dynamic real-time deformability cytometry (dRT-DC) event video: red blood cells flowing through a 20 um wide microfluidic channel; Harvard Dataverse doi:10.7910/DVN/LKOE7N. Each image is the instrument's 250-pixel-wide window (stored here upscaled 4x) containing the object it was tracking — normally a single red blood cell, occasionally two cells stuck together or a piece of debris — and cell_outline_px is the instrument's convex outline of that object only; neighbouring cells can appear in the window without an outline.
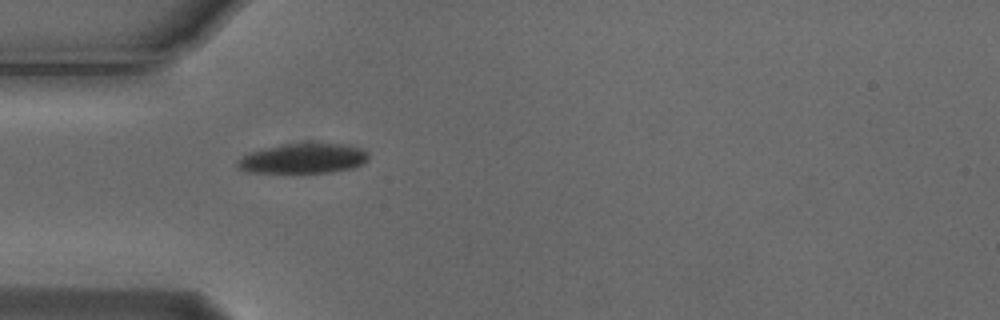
{"species": "Egyptian fruit bat (a non-hibernating species)", "species_latin": "Rousettus aegyptiacus", "temperature_condition": "cold", "stored_images_in_passage": 14, "camera_frame_rate_fps": 3000, "um_per_image_px": 0.085, "animal": {"sex": "male"}, "frame": {"image": 1, "passage_image": 1, "time_ms": 0.0, "image_size_px": [1000, 320], "cell_outline_px": [[368, 160], [364, 164], [352, 168], [332, 172], [248, 172], [240, 168], [236, 164], [236, 160], [248, 152], [280, 144], [348, 144], [360, 148], [368, 152]], "centroid_in_image_um": [25.78, 13.46], "position_along_channel_um": 59.2, "area_um2": 22.83}}
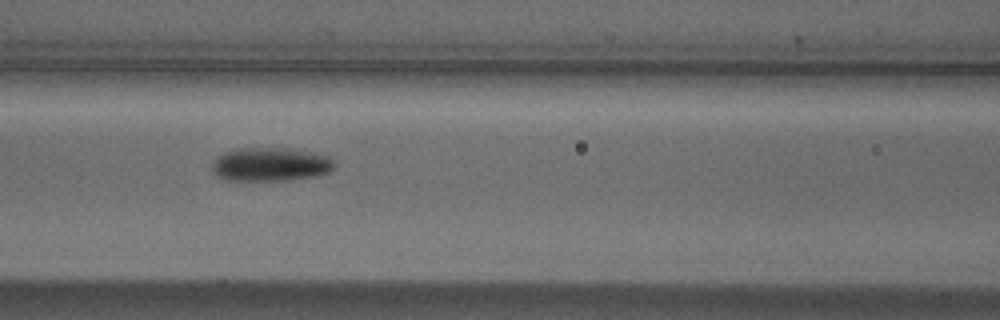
{"frame": {"image": 2, "passage_image": 8, "time_ms": 2.333, "image_size_px": [1000, 320], "cell_outline_px": [[332, 168], [328, 172], [312, 176], [284, 180], [228, 180], [216, 176], [212, 172], [212, 164], [216, 156], [224, 152], [236, 148], [292, 148], [316, 152], [332, 156]], "centroid_in_image_um": [22.95, 13.95], "position_along_channel_um": 143.6, "area_um2": 24.1}}
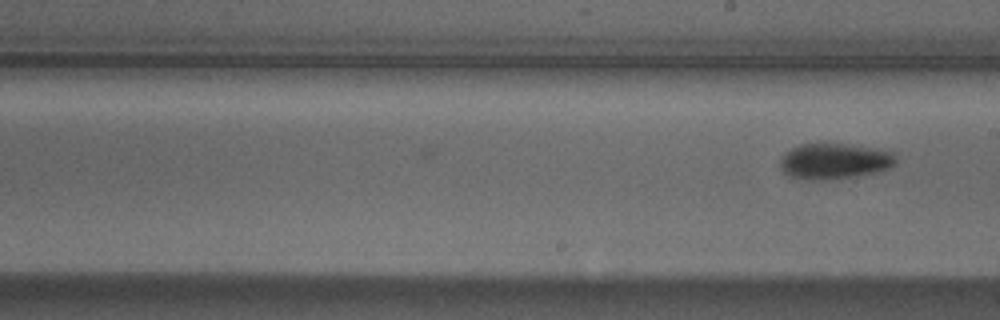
{"frame": {"image": 3, "passage_image": 14, "time_ms": 4.333, "image_size_px": [1000, 320], "cell_outline_px": [[896, 164], [892, 168], [876, 172], [856, 176], [828, 180], [804, 180], [788, 176], [780, 168], [780, 156], [784, 152], [800, 144], [824, 140], [876, 148], [896, 152]], "centroid_in_image_um": [70.91, 13.66], "position_along_channel_um": 218.1, "area_um2": 25.37}}